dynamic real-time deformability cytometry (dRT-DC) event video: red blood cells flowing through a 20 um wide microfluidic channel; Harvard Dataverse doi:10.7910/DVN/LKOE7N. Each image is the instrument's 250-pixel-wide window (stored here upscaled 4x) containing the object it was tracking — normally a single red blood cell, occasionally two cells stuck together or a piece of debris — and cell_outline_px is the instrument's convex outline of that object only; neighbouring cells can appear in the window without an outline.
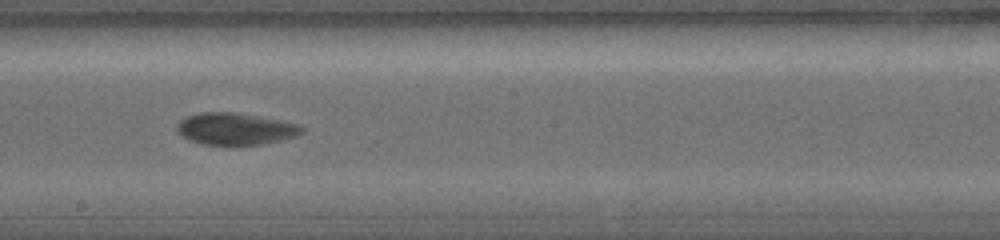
{"species": "common noctule bat (a hibernating species)", "species_latin": "Nyctalus noctula", "temperature_condition": "warm", "stored_images_in_passage": 15, "camera_frame_rate_fps": 5000, "um_per_image_px": 0.085, "animal": {"sex": "female", "body_mass_g": 19.0, "forearm_length_mm": 56.7}, "frame": {"image": 1, "passage_image": 7, "time_ms": 4.8, "image_size_px": [1000, 240], "cell_outline_px": [[304, 132], [296, 136], [280, 140], [260, 144], [200, 144], [188, 140], [180, 136], [176, 132], [176, 124], [184, 116], [200, 112], [236, 112], [284, 120], [300, 124], [304, 128]], "centroid_in_image_um": [19.98, 10.93], "position_along_channel_um": 228.2, "area_um2": 23.58}}